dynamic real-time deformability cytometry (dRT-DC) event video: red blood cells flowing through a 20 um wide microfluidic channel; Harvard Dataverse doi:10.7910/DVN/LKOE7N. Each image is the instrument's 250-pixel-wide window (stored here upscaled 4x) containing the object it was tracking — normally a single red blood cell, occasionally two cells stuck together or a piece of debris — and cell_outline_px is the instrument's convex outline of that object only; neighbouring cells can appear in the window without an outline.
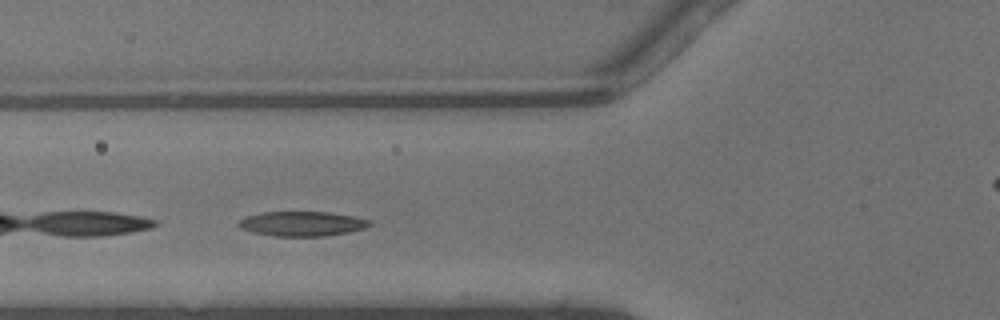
{"species": "common noctule bat (a hibernating species)", "species_latin": "Nyctalus noctula", "temperature_condition": "warm", "stored_images_in_passage": 24, "camera_frame_rate_fps": 3000, "um_per_image_px": 0.085, "animal": {"sex": "male", "body_mass_g": 13.3}, "frame": {"image": 1, "passage_image": 3, "time_ms": 0.667, "image_size_px": [1000, 320], "cell_outline_px": [[372, 224], [364, 228], [348, 232], [324, 236], [272, 236], [252, 232], [240, 228], [236, 224], [240, 220], [248, 216], [264, 212], [328, 212], [352, 216], [372, 220]], "centroid_in_image_um": [25.67, 19.02], "position_along_channel_um": 100.1, "area_um2": 18.79}}
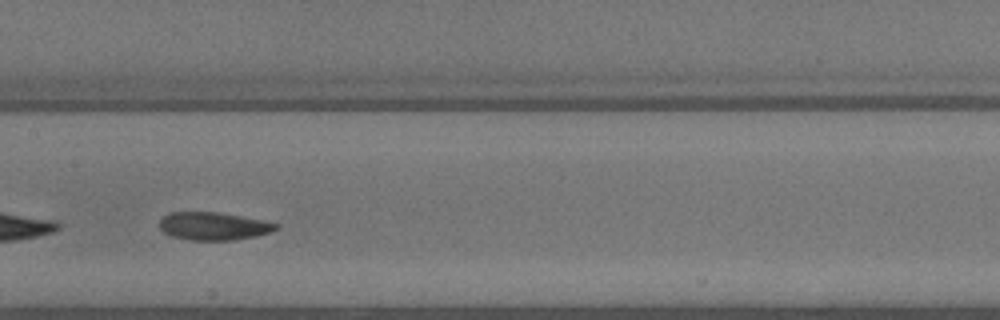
{"frame": {"image": 2, "passage_image": 9, "time_ms": 2.667, "image_size_px": [1000, 320], "cell_outline_px": [[280, 228], [272, 232], [256, 236], [232, 240], [188, 240], [172, 236], [164, 232], [160, 228], [160, 220], [164, 216], [172, 212], [216, 212], [240, 216], [280, 224]], "centroid_in_image_um": [18.17, 19.23], "position_along_channel_um": 189.2, "area_um2": 18.84}}
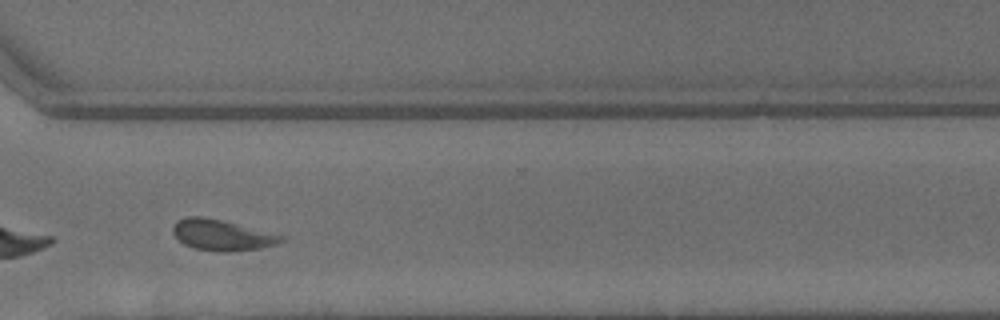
{"frame": {"image": 3, "passage_image": 20, "time_ms": 6.333, "image_size_px": [1000, 320], "cell_outline_px": [[288, 236], [284, 240], [276, 244], [260, 248], [232, 252], [216, 252], [196, 248], [184, 244], [172, 232], [172, 228], [176, 220], [188, 216], [200, 216], [220, 220]], "centroid_in_image_um": [18.88, 19.99], "position_along_channel_um": 351.7, "area_um2": 19.48}, "authors_computed_cell_mechanics": {"area_um2": 19.0451, "velocity_mm_per_s": 4.44, "shape_relaxation_time_tau1_ms": 3.0342, "shape_relaxation_time_tau2_ms": 3.7157, "deformation_change_tau1": 0.1249, "deformation_change_tau2": 0.1023}}